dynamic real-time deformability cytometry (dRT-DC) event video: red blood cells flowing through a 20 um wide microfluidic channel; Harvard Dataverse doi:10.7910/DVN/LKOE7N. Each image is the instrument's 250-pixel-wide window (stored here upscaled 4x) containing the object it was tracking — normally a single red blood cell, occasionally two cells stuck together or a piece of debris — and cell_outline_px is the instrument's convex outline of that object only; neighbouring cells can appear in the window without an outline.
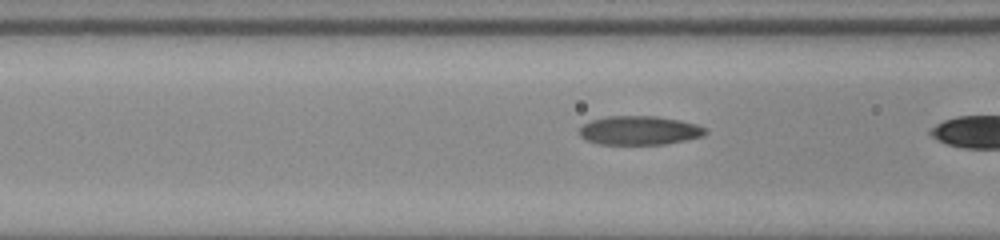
{"species": "common noctule bat (a hibernating species)", "species_latin": "Nyctalus noctula", "temperature_condition": "room temperature", "stored_images_in_passage": 5, "camera_frame_rate_fps": 3000, "um_per_image_px": 0.085, "animal": {"sex": "male", "body_mass_g": 20.0, "forearm_length_mm": 53.3}, "frame": {"image": 1, "passage_image": 3, "time_ms": 0.667, "image_size_px": [1000, 240], "cell_outline_px": [[708, 132], [704, 136], [664, 144], [596, 144], [584, 140], [580, 136], [580, 128], [584, 124], [592, 120], [608, 116], [656, 116], [680, 120], [696, 124], [704, 128]], "centroid_in_image_um": [54.33, 11.09], "position_along_channel_um": 112.3, "area_um2": 21.21}}